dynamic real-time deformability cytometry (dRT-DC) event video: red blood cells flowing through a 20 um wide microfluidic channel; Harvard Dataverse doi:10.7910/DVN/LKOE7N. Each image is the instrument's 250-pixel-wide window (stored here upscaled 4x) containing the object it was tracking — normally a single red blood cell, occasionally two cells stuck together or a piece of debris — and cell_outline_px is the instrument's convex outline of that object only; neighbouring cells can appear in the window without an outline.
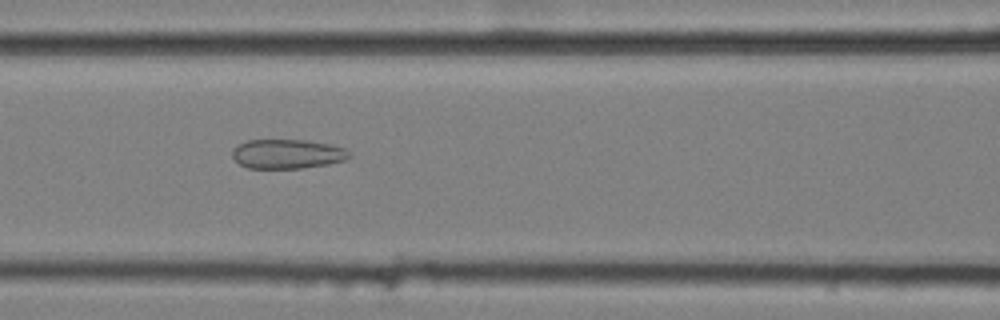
{"species": "common noctule bat (a hibernating species)", "species_latin": "Nyctalus noctula", "temperature_condition": "cold", "stored_images_in_passage": 11, "camera_frame_rate_fps": 3000, "um_per_image_px": 0.085, "animal": {"sex": "female", "body_mass_g": 25.1}, "frame": {"image": 1, "passage_image": 5, "time_ms": 1.333, "image_size_px": [1000, 320], "cell_outline_px": [[352, 156], [344, 160], [328, 164], [300, 168], [248, 168], [240, 164], [232, 156], [232, 148], [248, 140], [308, 140], [332, 144], [348, 148]], "centroid_in_image_um": [24.47, 13.07], "position_along_channel_um": 142.1, "area_um2": 20.17}}
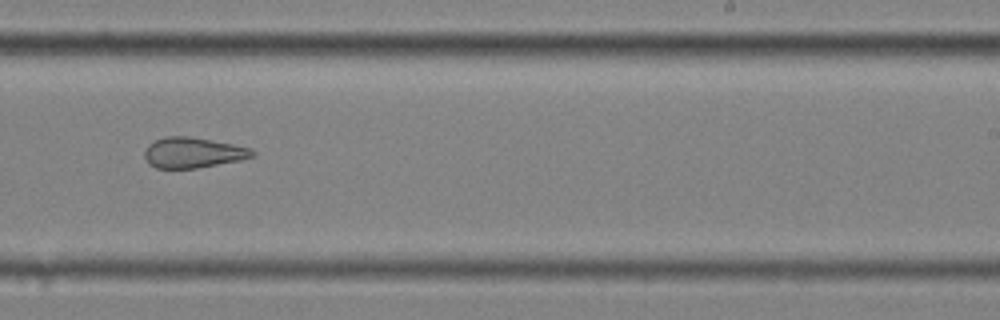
{"frame": {"image": 2, "passage_image": 8, "time_ms": 2.333, "image_size_px": [1000, 320], "cell_outline_px": [[256, 156], [240, 160], [196, 168], [156, 168], [148, 164], [144, 156], [144, 152], [148, 144], [164, 136], [188, 136], [232, 144], [252, 148], [256, 152]], "centroid_in_image_um": [16.4, 12.97], "position_along_channel_um": 272.6, "area_um2": 19.19}}
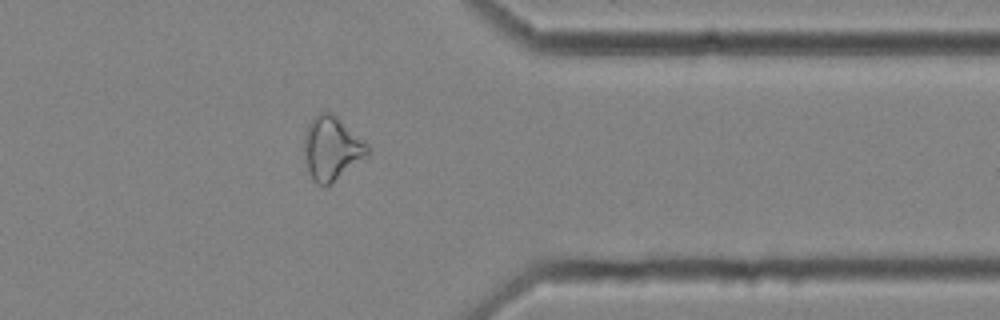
{"frame": {"image": 3, "passage_image": 11, "time_ms": 3.333, "image_size_px": [1000, 320], "cell_outline_px": [[368, 156], [324, 188], [316, 184], [312, 180], [308, 168], [304, 152], [304, 132], [308, 124], [320, 112], [332, 112], [364, 140], [368, 144]], "centroid_in_image_um": [28.19, 12.62], "position_along_channel_um": 383.2, "area_um2": 23.47}}